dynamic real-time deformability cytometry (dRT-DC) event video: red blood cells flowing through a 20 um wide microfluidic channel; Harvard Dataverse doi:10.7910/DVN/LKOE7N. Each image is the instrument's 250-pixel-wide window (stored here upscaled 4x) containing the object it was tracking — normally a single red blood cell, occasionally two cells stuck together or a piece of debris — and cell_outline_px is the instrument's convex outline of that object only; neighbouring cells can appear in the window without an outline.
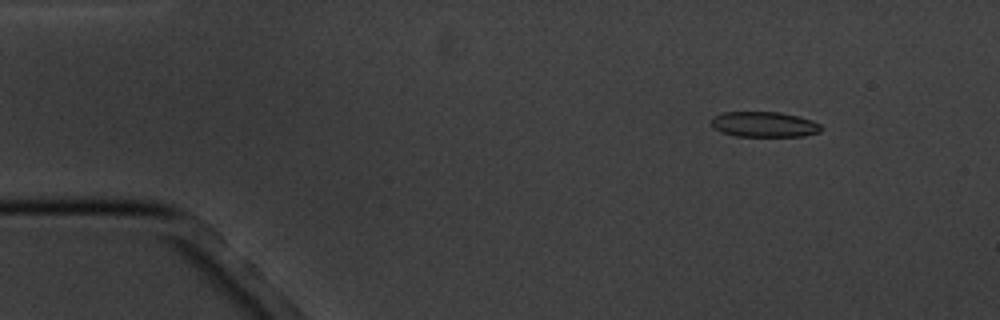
{"species": "common noctule bat (a hibernating species)", "species_latin": "Nyctalus noctula", "temperature_condition": "cold", "stored_images_in_passage": 8, "camera_frame_rate_fps": 3000, "um_per_image_px": 0.085, "animal": {"sex": "male", "body_mass_g": 20.1, "forearm_length_mm": 53.5}, "frame": {"image": 1, "passage_image": 2, "time_ms": 1.0, "image_size_px": [1000, 320], "cell_outline_px": [[820, 132], [804, 136], [736, 136], [712, 128], [712, 116], [724, 112], [780, 112], [812, 120], [820, 124]], "centroid_in_image_um": [64.94, 10.57], "position_along_channel_um": 20.1, "area_um2": 16.13}}
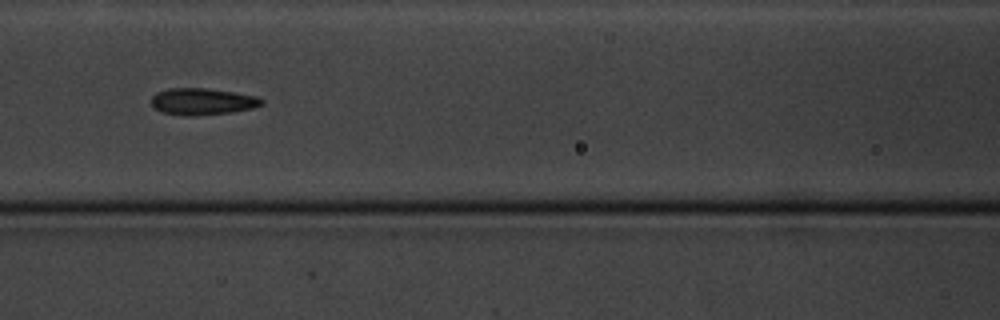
{"frame": {"image": 2, "passage_image": 7, "time_ms": 7.0, "image_size_px": [1000, 320], "cell_outline_px": [[264, 104], [252, 108], [232, 112], [196, 116], [192, 116], [160, 112], [152, 108], [152, 96], [156, 92], [168, 88], [204, 88], [236, 92], [256, 96], [264, 100]], "centroid_in_image_um": [17.19, 8.63], "position_along_channel_um": 149.4, "area_um2": 17.34}}
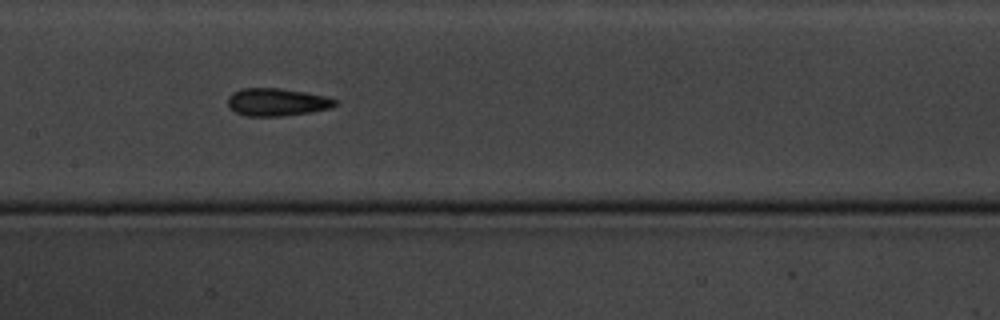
{"frame": {"image": 3, "passage_image": 8, "time_ms": 8.0, "image_size_px": [1000, 320], "cell_outline_px": [[336, 104], [328, 108], [308, 112], [284, 116], [248, 116], [236, 112], [228, 108], [228, 96], [232, 92], [240, 88], [280, 88], [328, 96], [336, 100]], "centroid_in_image_um": [23.48, 8.67], "position_along_channel_um": 183.9, "area_um2": 17.28}}